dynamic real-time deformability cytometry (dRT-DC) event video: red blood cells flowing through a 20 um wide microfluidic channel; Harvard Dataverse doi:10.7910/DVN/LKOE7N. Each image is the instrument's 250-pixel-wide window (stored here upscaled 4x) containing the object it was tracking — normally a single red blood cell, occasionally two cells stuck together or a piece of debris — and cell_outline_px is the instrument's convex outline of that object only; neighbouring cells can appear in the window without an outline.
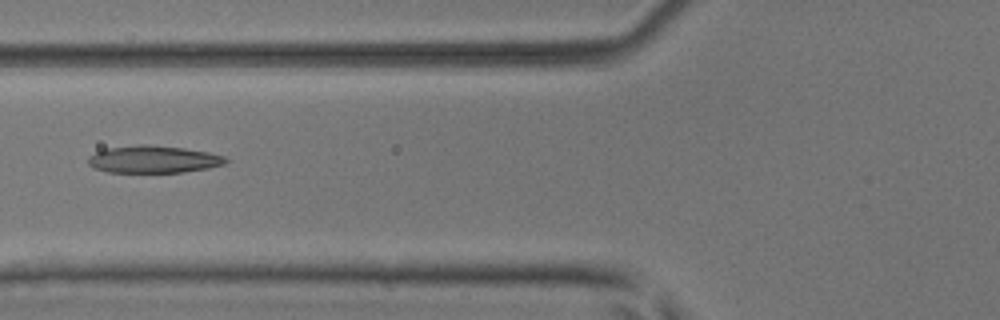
{"species": "common noctule bat (a hibernating species)", "species_latin": "Nyctalus noctula", "temperature_condition": "room temperature", "stored_images_in_passage": 6, "camera_frame_rate_fps": 3000, "um_per_image_px": 0.085, "animal": {"sex": "male", "body_mass_g": 17.9, "forearm_length_mm": 54.2}, "frame": {"image": 1, "passage_image": 5, "time_ms": 1.333, "image_size_px": [1000, 320], "cell_outline_px": [[228, 160], [224, 164], [208, 168], [184, 172], [108, 172], [92, 168], [88, 164], [88, 156], [104, 148], [136, 144], [144, 144], [184, 148], [208, 152], [224, 156]], "centroid_in_image_um": [12.99, 13.54], "position_along_channel_um": 112.8, "area_um2": 22.02}}
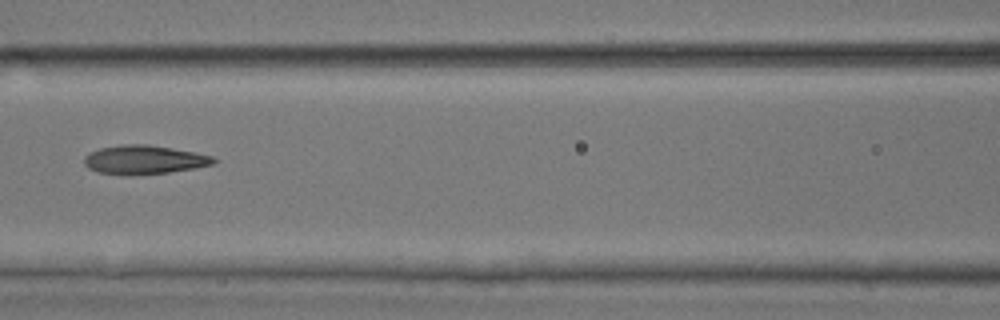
{"frame": {"image": 2, "passage_image": 6, "time_ms": 1.667, "image_size_px": [1000, 320], "cell_outline_px": [[216, 164], [196, 168], [168, 172], [96, 172], [88, 168], [84, 164], [84, 156], [100, 148], [124, 144], [148, 144], [196, 152], [212, 156], [216, 160]], "centroid_in_image_um": [12.31, 13.53], "position_along_channel_um": 154.3, "area_um2": 20.92}}